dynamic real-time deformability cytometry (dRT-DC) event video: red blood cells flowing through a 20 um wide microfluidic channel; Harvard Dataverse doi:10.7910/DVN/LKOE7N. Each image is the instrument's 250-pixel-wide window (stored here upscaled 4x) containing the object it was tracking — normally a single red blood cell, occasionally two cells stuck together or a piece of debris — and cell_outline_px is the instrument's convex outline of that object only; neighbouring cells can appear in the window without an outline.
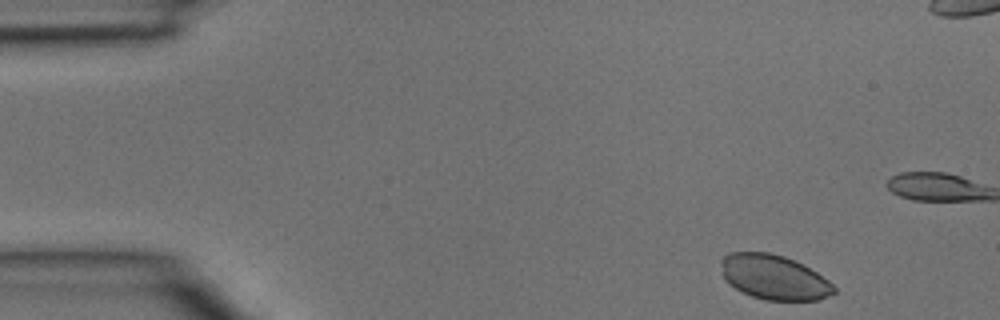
{"species": "common noctule bat (a hibernating species)", "species_latin": "Nyctalus noctula", "temperature_condition": "room temperature", "stored_images_in_passage": 37, "camera_frame_rate_fps": 3000, "um_per_image_px": 0.085, "animal": {"sex": "male", "body_mass_g": 15.6}, "frame": {"image": 1, "passage_image": 1, "time_ms": 0.0, "image_size_px": [1000, 320], "cell_outline_px": [[836, 292], [820, 300], [764, 300], [752, 296], [728, 284], [724, 280], [720, 264], [720, 260], [728, 252], [768, 252], [784, 256], [816, 272], [828, 280], [836, 288]], "centroid_in_image_um": [65.76, 23.56], "position_along_channel_um": 19.2, "area_um2": 29.36}}
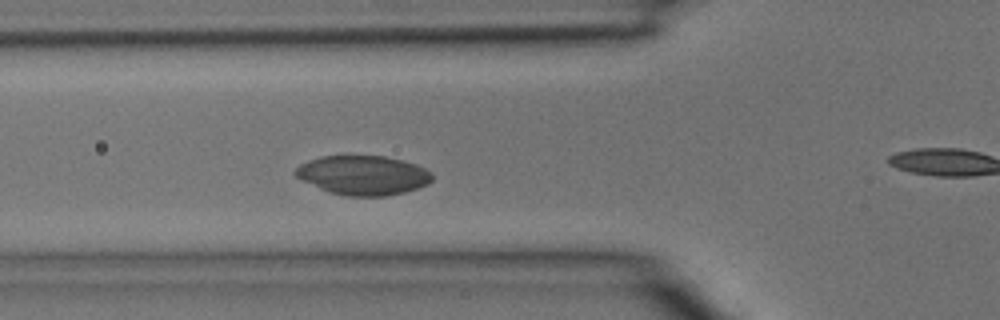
{"frame": {"image": 2, "passage_image": 11, "time_ms": 3.333, "image_size_px": [1000, 320], "cell_outline_px": [[432, 180], [428, 184], [420, 188], [404, 192], [384, 196], [348, 196], [328, 192], [300, 180], [292, 172], [300, 164], [308, 160], [320, 156], [384, 156], [404, 160], [416, 164], [432, 172]], "centroid_in_image_um": [30.85, 14.89], "position_along_channel_um": 94.9, "area_um2": 31.62}}